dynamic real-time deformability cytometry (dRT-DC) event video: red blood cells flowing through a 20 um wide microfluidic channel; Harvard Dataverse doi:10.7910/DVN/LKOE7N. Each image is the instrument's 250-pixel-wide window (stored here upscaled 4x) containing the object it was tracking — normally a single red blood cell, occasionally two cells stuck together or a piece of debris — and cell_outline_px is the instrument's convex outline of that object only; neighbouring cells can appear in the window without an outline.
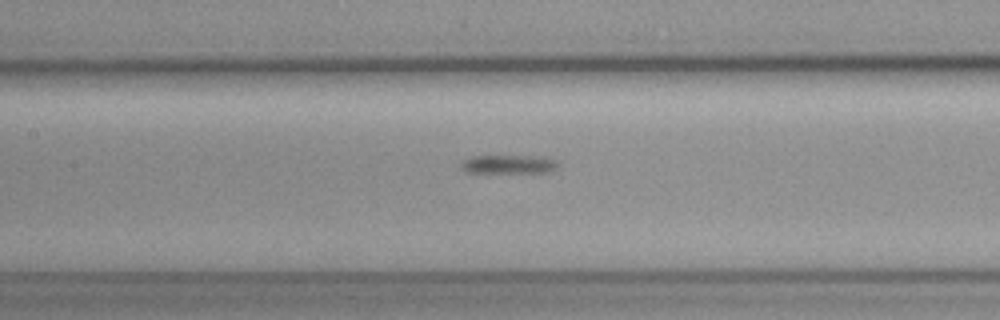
{"species": "common noctule bat (a hibernating species)", "species_latin": "Nyctalus noctula", "temperature_condition": "cold", "stored_images_in_passage": 51, "camera_frame_rate_fps": 3000, "um_per_image_px": 0.085, "animal": {"sex": "female", "body_mass_g": 19.3, "forearm_length_mm": 54.1}, "frame": {"image": 1, "passage_image": 20, "time_ms": 6.333, "image_size_px": [1000, 320], "cell_outline_px": [[556, 168], [548, 172], [468, 172], [460, 168], [460, 160], [472, 156], [544, 156], [556, 160]], "centroid_in_image_um": [43.18, 13.95], "position_along_channel_um": 164.2, "area_um2": 10.52}}